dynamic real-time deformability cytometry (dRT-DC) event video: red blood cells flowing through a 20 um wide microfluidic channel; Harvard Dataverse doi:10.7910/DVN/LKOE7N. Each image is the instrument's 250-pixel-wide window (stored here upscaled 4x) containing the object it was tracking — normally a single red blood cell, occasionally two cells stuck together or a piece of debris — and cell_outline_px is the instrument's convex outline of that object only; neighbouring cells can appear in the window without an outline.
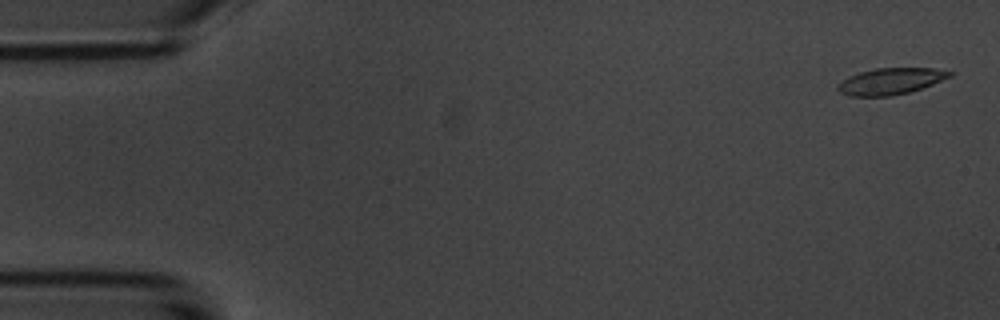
{"species": "common noctule bat (a hibernating species)", "species_latin": "Nyctalus noctula", "temperature_condition": "room temperature", "stored_images_in_passage": 2, "camera_frame_rate_fps": 3000, "um_per_image_px": 0.085, "animal": {"sex": "male", "body_mass_g": 20.1, "forearm_length_mm": 53.5}, "frame": {"image": 1, "passage_image": 1, "time_ms": 0.0, "image_size_px": [1000, 320], "cell_outline_px": [[956, 72], [952, 76], [932, 84], [908, 92], [888, 96], [848, 96], [840, 92], [836, 88], [836, 84], [848, 76], [860, 72], [876, 68], [932, 68]], "centroid_in_image_um": [75.67, 6.9], "position_along_channel_um": 9.3, "area_um2": 17.22}}